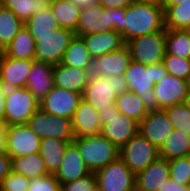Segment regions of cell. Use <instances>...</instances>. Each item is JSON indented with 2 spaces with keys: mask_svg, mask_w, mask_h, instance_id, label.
I'll list each match as a JSON object with an SVG mask.
<instances>
[{
  "mask_svg": "<svg viewBox=\"0 0 190 191\" xmlns=\"http://www.w3.org/2000/svg\"><path fill=\"white\" fill-rule=\"evenodd\" d=\"M127 7L104 8L99 3L81 8L77 36L82 37L93 33H105L115 30L122 34V17Z\"/></svg>",
  "mask_w": 190,
  "mask_h": 191,
  "instance_id": "3",
  "label": "cell"
},
{
  "mask_svg": "<svg viewBox=\"0 0 190 191\" xmlns=\"http://www.w3.org/2000/svg\"><path fill=\"white\" fill-rule=\"evenodd\" d=\"M81 100V94L54 86L40 101V108L53 116L72 119Z\"/></svg>",
  "mask_w": 190,
  "mask_h": 191,
  "instance_id": "14",
  "label": "cell"
},
{
  "mask_svg": "<svg viewBox=\"0 0 190 191\" xmlns=\"http://www.w3.org/2000/svg\"><path fill=\"white\" fill-rule=\"evenodd\" d=\"M101 123V134L118 148L125 145L139 132V123L120 113L115 104L98 111Z\"/></svg>",
  "mask_w": 190,
  "mask_h": 191,
  "instance_id": "6",
  "label": "cell"
},
{
  "mask_svg": "<svg viewBox=\"0 0 190 191\" xmlns=\"http://www.w3.org/2000/svg\"><path fill=\"white\" fill-rule=\"evenodd\" d=\"M190 155V136L181 130L173 129L159 149V157L168 161Z\"/></svg>",
  "mask_w": 190,
  "mask_h": 191,
  "instance_id": "25",
  "label": "cell"
},
{
  "mask_svg": "<svg viewBox=\"0 0 190 191\" xmlns=\"http://www.w3.org/2000/svg\"><path fill=\"white\" fill-rule=\"evenodd\" d=\"M115 106L120 113L134 119L138 123L148 114L142 99L135 92L131 91L117 96Z\"/></svg>",
  "mask_w": 190,
  "mask_h": 191,
  "instance_id": "31",
  "label": "cell"
},
{
  "mask_svg": "<svg viewBox=\"0 0 190 191\" xmlns=\"http://www.w3.org/2000/svg\"><path fill=\"white\" fill-rule=\"evenodd\" d=\"M159 191H188V185H179L169 178Z\"/></svg>",
  "mask_w": 190,
  "mask_h": 191,
  "instance_id": "45",
  "label": "cell"
},
{
  "mask_svg": "<svg viewBox=\"0 0 190 191\" xmlns=\"http://www.w3.org/2000/svg\"><path fill=\"white\" fill-rule=\"evenodd\" d=\"M162 62L168 74L190 82V59L165 54Z\"/></svg>",
  "mask_w": 190,
  "mask_h": 191,
  "instance_id": "38",
  "label": "cell"
},
{
  "mask_svg": "<svg viewBox=\"0 0 190 191\" xmlns=\"http://www.w3.org/2000/svg\"><path fill=\"white\" fill-rule=\"evenodd\" d=\"M168 74L163 62L144 65L132 60L124 77L128 91L135 92L143 101L145 108L150 111H159L158 102L153 90L155 83Z\"/></svg>",
  "mask_w": 190,
  "mask_h": 191,
  "instance_id": "2",
  "label": "cell"
},
{
  "mask_svg": "<svg viewBox=\"0 0 190 191\" xmlns=\"http://www.w3.org/2000/svg\"><path fill=\"white\" fill-rule=\"evenodd\" d=\"M50 8L61 28L77 31L81 8L69 0H51Z\"/></svg>",
  "mask_w": 190,
  "mask_h": 191,
  "instance_id": "29",
  "label": "cell"
},
{
  "mask_svg": "<svg viewBox=\"0 0 190 191\" xmlns=\"http://www.w3.org/2000/svg\"><path fill=\"white\" fill-rule=\"evenodd\" d=\"M54 65L34 60L27 76L26 88L40 102L54 87Z\"/></svg>",
  "mask_w": 190,
  "mask_h": 191,
  "instance_id": "22",
  "label": "cell"
},
{
  "mask_svg": "<svg viewBox=\"0 0 190 191\" xmlns=\"http://www.w3.org/2000/svg\"><path fill=\"white\" fill-rule=\"evenodd\" d=\"M12 171L11 158L5 152H0V182Z\"/></svg>",
  "mask_w": 190,
  "mask_h": 191,
  "instance_id": "43",
  "label": "cell"
},
{
  "mask_svg": "<svg viewBox=\"0 0 190 191\" xmlns=\"http://www.w3.org/2000/svg\"><path fill=\"white\" fill-rule=\"evenodd\" d=\"M160 110L184 103L190 94V82L167 74L153 88Z\"/></svg>",
  "mask_w": 190,
  "mask_h": 191,
  "instance_id": "15",
  "label": "cell"
},
{
  "mask_svg": "<svg viewBox=\"0 0 190 191\" xmlns=\"http://www.w3.org/2000/svg\"><path fill=\"white\" fill-rule=\"evenodd\" d=\"M76 33L59 28L45 35H32L36 42L35 60L56 65L61 63L63 55Z\"/></svg>",
  "mask_w": 190,
  "mask_h": 191,
  "instance_id": "8",
  "label": "cell"
},
{
  "mask_svg": "<svg viewBox=\"0 0 190 191\" xmlns=\"http://www.w3.org/2000/svg\"><path fill=\"white\" fill-rule=\"evenodd\" d=\"M92 58L118 50L126 45L121 33L115 30L82 36Z\"/></svg>",
  "mask_w": 190,
  "mask_h": 191,
  "instance_id": "24",
  "label": "cell"
},
{
  "mask_svg": "<svg viewBox=\"0 0 190 191\" xmlns=\"http://www.w3.org/2000/svg\"><path fill=\"white\" fill-rule=\"evenodd\" d=\"M39 108L40 102L26 87L6 89L4 123L7 126L26 124Z\"/></svg>",
  "mask_w": 190,
  "mask_h": 191,
  "instance_id": "7",
  "label": "cell"
},
{
  "mask_svg": "<svg viewBox=\"0 0 190 191\" xmlns=\"http://www.w3.org/2000/svg\"><path fill=\"white\" fill-rule=\"evenodd\" d=\"M73 143L79 149L86 166L93 173L119 158L120 148L102 134L77 136Z\"/></svg>",
  "mask_w": 190,
  "mask_h": 191,
  "instance_id": "5",
  "label": "cell"
},
{
  "mask_svg": "<svg viewBox=\"0 0 190 191\" xmlns=\"http://www.w3.org/2000/svg\"><path fill=\"white\" fill-rule=\"evenodd\" d=\"M167 29L134 38L126 43L132 60L144 65L157 64L163 61L166 46Z\"/></svg>",
  "mask_w": 190,
  "mask_h": 191,
  "instance_id": "10",
  "label": "cell"
},
{
  "mask_svg": "<svg viewBox=\"0 0 190 191\" xmlns=\"http://www.w3.org/2000/svg\"><path fill=\"white\" fill-rule=\"evenodd\" d=\"M173 129L164 110L148 112L139 123V132L157 149H160Z\"/></svg>",
  "mask_w": 190,
  "mask_h": 191,
  "instance_id": "17",
  "label": "cell"
},
{
  "mask_svg": "<svg viewBox=\"0 0 190 191\" xmlns=\"http://www.w3.org/2000/svg\"><path fill=\"white\" fill-rule=\"evenodd\" d=\"M33 61L11 58L4 53L0 59V81L5 88L26 87Z\"/></svg>",
  "mask_w": 190,
  "mask_h": 191,
  "instance_id": "19",
  "label": "cell"
},
{
  "mask_svg": "<svg viewBox=\"0 0 190 191\" xmlns=\"http://www.w3.org/2000/svg\"><path fill=\"white\" fill-rule=\"evenodd\" d=\"M184 103H185V105L187 106V108L190 110V94H189L188 97L185 99Z\"/></svg>",
  "mask_w": 190,
  "mask_h": 191,
  "instance_id": "51",
  "label": "cell"
},
{
  "mask_svg": "<svg viewBox=\"0 0 190 191\" xmlns=\"http://www.w3.org/2000/svg\"><path fill=\"white\" fill-rule=\"evenodd\" d=\"M170 179L179 185L190 183V155L169 161Z\"/></svg>",
  "mask_w": 190,
  "mask_h": 191,
  "instance_id": "39",
  "label": "cell"
},
{
  "mask_svg": "<svg viewBox=\"0 0 190 191\" xmlns=\"http://www.w3.org/2000/svg\"><path fill=\"white\" fill-rule=\"evenodd\" d=\"M186 30L190 33V26Z\"/></svg>",
  "mask_w": 190,
  "mask_h": 191,
  "instance_id": "53",
  "label": "cell"
},
{
  "mask_svg": "<svg viewBox=\"0 0 190 191\" xmlns=\"http://www.w3.org/2000/svg\"><path fill=\"white\" fill-rule=\"evenodd\" d=\"M187 0H162V6L164 7V10L171 5H180L183 4Z\"/></svg>",
  "mask_w": 190,
  "mask_h": 191,
  "instance_id": "49",
  "label": "cell"
},
{
  "mask_svg": "<svg viewBox=\"0 0 190 191\" xmlns=\"http://www.w3.org/2000/svg\"><path fill=\"white\" fill-rule=\"evenodd\" d=\"M35 47L34 38L24 26L13 38L4 53L11 58L35 60Z\"/></svg>",
  "mask_w": 190,
  "mask_h": 191,
  "instance_id": "27",
  "label": "cell"
},
{
  "mask_svg": "<svg viewBox=\"0 0 190 191\" xmlns=\"http://www.w3.org/2000/svg\"><path fill=\"white\" fill-rule=\"evenodd\" d=\"M90 173L77 146L73 142L69 143L64 151L60 167L54 174L55 178L62 185L83 178Z\"/></svg>",
  "mask_w": 190,
  "mask_h": 191,
  "instance_id": "18",
  "label": "cell"
},
{
  "mask_svg": "<svg viewBox=\"0 0 190 191\" xmlns=\"http://www.w3.org/2000/svg\"><path fill=\"white\" fill-rule=\"evenodd\" d=\"M98 191H135L136 175L120 159L95 172Z\"/></svg>",
  "mask_w": 190,
  "mask_h": 191,
  "instance_id": "12",
  "label": "cell"
},
{
  "mask_svg": "<svg viewBox=\"0 0 190 191\" xmlns=\"http://www.w3.org/2000/svg\"><path fill=\"white\" fill-rule=\"evenodd\" d=\"M61 191H98L95 173L61 185Z\"/></svg>",
  "mask_w": 190,
  "mask_h": 191,
  "instance_id": "42",
  "label": "cell"
},
{
  "mask_svg": "<svg viewBox=\"0 0 190 191\" xmlns=\"http://www.w3.org/2000/svg\"><path fill=\"white\" fill-rule=\"evenodd\" d=\"M4 49L2 48V46L0 45V59L3 57L4 55Z\"/></svg>",
  "mask_w": 190,
  "mask_h": 191,
  "instance_id": "52",
  "label": "cell"
},
{
  "mask_svg": "<svg viewBox=\"0 0 190 191\" xmlns=\"http://www.w3.org/2000/svg\"><path fill=\"white\" fill-rule=\"evenodd\" d=\"M41 138L26 124L7 126L6 153L10 158L39 153Z\"/></svg>",
  "mask_w": 190,
  "mask_h": 191,
  "instance_id": "13",
  "label": "cell"
},
{
  "mask_svg": "<svg viewBox=\"0 0 190 191\" xmlns=\"http://www.w3.org/2000/svg\"><path fill=\"white\" fill-rule=\"evenodd\" d=\"M132 62L130 50L124 47L113 52L93 58L90 66V76H108L121 75L124 76L125 71Z\"/></svg>",
  "mask_w": 190,
  "mask_h": 191,
  "instance_id": "16",
  "label": "cell"
},
{
  "mask_svg": "<svg viewBox=\"0 0 190 191\" xmlns=\"http://www.w3.org/2000/svg\"><path fill=\"white\" fill-rule=\"evenodd\" d=\"M79 8H85L98 4V0H69Z\"/></svg>",
  "mask_w": 190,
  "mask_h": 191,
  "instance_id": "48",
  "label": "cell"
},
{
  "mask_svg": "<svg viewBox=\"0 0 190 191\" xmlns=\"http://www.w3.org/2000/svg\"><path fill=\"white\" fill-rule=\"evenodd\" d=\"M26 126L41 139L54 138L72 143L75 138L72 119L53 116L41 108L28 119Z\"/></svg>",
  "mask_w": 190,
  "mask_h": 191,
  "instance_id": "9",
  "label": "cell"
},
{
  "mask_svg": "<svg viewBox=\"0 0 190 191\" xmlns=\"http://www.w3.org/2000/svg\"><path fill=\"white\" fill-rule=\"evenodd\" d=\"M169 178V161L158 157L136 174L135 191H159Z\"/></svg>",
  "mask_w": 190,
  "mask_h": 191,
  "instance_id": "20",
  "label": "cell"
},
{
  "mask_svg": "<svg viewBox=\"0 0 190 191\" xmlns=\"http://www.w3.org/2000/svg\"><path fill=\"white\" fill-rule=\"evenodd\" d=\"M53 76L54 86L83 95L90 78V71L59 63L53 67Z\"/></svg>",
  "mask_w": 190,
  "mask_h": 191,
  "instance_id": "23",
  "label": "cell"
},
{
  "mask_svg": "<svg viewBox=\"0 0 190 191\" xmlns=\"http://www.w3.org/2000/svg\"><path fill=\"white\" fill-rule=\"evenodd\" d=\"M165 54L190 59V33L187 30L167 29Z\"/></svg>",
  "mask_w": 190,
  "mask_h": 191,
  "instance_id": "34",
  "label": "cell"
},
{
  "mask_svg": "<svg viewBox=\"0 0 190 191\" xmlns=\"http://www.w3.org/2000/svg\"><path fill=\"white\" fill-rule=\"evenodd\" d=\"M27 191H61V184L54 174L30 179Z\"/></svg>",
  "mask_w": 190,
  "mask_h": 191,
  "instance_id": "41",
  "label": "cell"
},
{
  "mask_svg": "<svg viewBox=\"0 0 190 191\" xmlns=\"http://www.w3.org/2000/svg\"><path fill=\"white\" fill-rule=\"evenodd\" d=\"M127 91L128 88L124 76H90L82 99L90 103L95 110L101 111L115 104L117 96Z\"/></svg>",
  "mask_w": 190,
  "mask_h": 191,
  "instance_id": "4",
  "label": "cell"
},
{
  "mask_svg": "<svg viewBox=\"0 0 190 191\" xmlns=\"http://www.w3.org/2000/svg\"><path fill=\"white\" fill-rule=\"evenodd\" d=\"M68 141L54 138L41 139L39 155L46 164L49 174H55L62 162Z\"/></svg>",
  "mask_w": 190,
  "mask_h": 191,
  "instance_id": "26",
  "label": "cell"
},
{
  "mask_svg": "<svg viewBox=\"0 0 190 191\" xmlns=\"http://www.w3.org/2000/svg\"><path fill=\"white\" fill-rule=\"evenodd\" d=\"M5 86L0 81V121L4 122L5 118Z\"/></svg>",
  "mask_w": 190,
  "mask_h": 191,
  "instance_id": "46",
  "label": "cell"
},
{
  "mask_svg": "<svg viewBox=\"0 0 190 191\" xmlns=\"http://www.w3.org/2000/svg\"><path fill=\"white\" fill-rule=\"evenodd\" d=\"M165 29L164 7L153 3L134 2L122 17V36L128 41Z\"/></svg>",
  "mask_w": 190,
  "mask_h": 191,
  "instance_id": "1",
  "label": "cell"
},
{
  "mask_svg": "<svg viewBox=\"0 0 190 191\" xmlns=\"http://www.w3.org/2000/svg\"><path fill=\"white\" fill-rule=\"evenodd\" d=\"M159 157L157 149L140 132L119 150V158L136 175Z\"/></svg>",
  "mask_w": 190,
  "mask_h": 191,
  "instance_id": "11",
  "label": "cell"
},
{
  "mask_svg": "<svg viewBox=\"0 0 190 191\" xmlns=\"http://www.w3.org/2000/svg\"><path fill=\"white\" fill-rule=\"evenodd\" d=\"M24 26L12 10L0 4V45L4 50Z\"/></svg>",
  "mask_w": 190,
  "mask_h": 191,
  "instance_id": "33",
  "label": "cell"
},
{
  "mask_svg": "<svg viewBox=\"0 0 190 191\" xmlns=\"http://www.w3.org/2000/svg\"><path fill=\"white\" fill-rule=\"evenodd\" d=\"M51 0H1L5 8L12 12L25 24L34 14L50 7Z\"/></svg>",
  "mask_w": 190,
  "mask_h": 191,
  "instance_id": "32",
  "label": "cell"
},
{
  "mask_svg": "<svg viewBox=\"0 0 190 191\" xmlns=\"http://www.w3.org/2000/svg\"><path fill=\"white\" fill-rule=\"evenodd\" d=\"M98 3L104 8H122L134 3V0H98Z\"/></svg>",
  "mask_w": 190,
  "mask_h": 191,
  "instance_id": "44",
  "label": "cell"
},
{
  "mask_svg": "<svg viewBox=\"0 0 190 191\" xmlns=\"http://www.w3.org/2000/svg\"><path fill=\"white\" fill-rule=\"evenodd\" d=\"M11 167L13 172L24 175L29 179L49 175L46 164L39 153L11 158Z\"/></svg>",
  "mask_w": 190,
  "mask_h": 191,
  "instance_id": "30",
  "label": "cell"
},
{
  "mask_svg": "<svg viewBox=\"0 0 190 191\" xmlns=\"http://www.w3.org/2000/svg\"><path fill=\"white\" fill-rule=\"evenodd\" d=\"M29 183V178L11 171L9 175L0 182V191H27Z\"/></svg>",
  "mask_w": 190,
  "mask_h": 191,
  "instance_id": "40",
  "label": "cell"
},
{
  "mask_svg": "<svg viewBox=\"0 0 190 191\" xmlns=\"http://www.w3.org/2000/svg\"><path fill=\"white\" fill-rule=\"evenodd\" d=\"M6 129L7 125L0 121V152L6 151Z\"/></svg>",
  "mask_w": 190,
  "mask_h": 191,
  "instance_id": "47",
  "label": "cell"
},
{
  "mask_svg": "<svg viewBox=\"0 0 190 191\" xmlns=\"http://www.w3.org/2000/svg\"><path fill=\"white\" fill-rule=\"evenodd\" d=\"M72 127L75 137L101 134L102 123L98 111L82 99L72 117Z\"/></svg>",
  "mask_w": 190,
  "mask_h": 191,
  "instance_id": "21",
  "label": "cell"
},
{
  "mask_svg": "<svg viewBox=\"0 0 190 191\" xmlns=\"http://www.w3.org/2000/svg\"><path fill=\"white\" fill-rule=\"evenodd\" d=\"M25 27L31 35H45L61 28L50 7L32 15L25 23Z\"/></svg>",
  "mask_w": 190,
  "mask_h": 191,
  "instance_id": "35",
  "label": "cell"
},
{
  "mask_svg": "<svg viewBox=\"0 0 190 191\" xmlns=\"http://www.w3.org/2000/svg\"><path fill=\"white\" fill-rule=\"evenodd\" d=\"M173 128L183 131L190 136V110L185 103L172 105L164 109Z\"/></svg>",
  "mask_w": 190,
  "mask_h": 191,
  "instance_id": "37",
  "label": "cell"
},
{
  "mask_svg": "<svg viewBox=\"0 0 190 191\" xmlns=\"http://www.w3.org/2000/svg\"><path fill=\"white\" fill-rule=\"evenodd\" d=\"M134 2H140V3H153V4H159V5H162V0H134Z\"/></svg>",
  "mask_w": 190,
  "mask_h": 191,
  "instance_id": "50",
  "label": "cell"
},
{
  "mask_svg": "<svg viewBox=\"0 0 190 191\" xmlns=\"http://www.w3.org/2000/svg\"><path fill=\"white\" fill-rule=\"evenodd\" d=\"M92 60L83 38L75 35L67 47L61 63L73 68L90 70Z\"/></svg>",
  "mask_w": 190,
  "mask_h": 191,
  "instance_id": "28",
  "label": "cell"
},
{
  "mask_svg": "<svg viewBox=\"0 0 190 191\" xmlns=\"http://www.w3.org/2000/svg\"><path fill=\"white\" fill-rule=\"evenodd\" d=\"M165 28L186 30L190 26V0L171 5L164 10Z\"/></svg>",
  "mask_w": 190,
  "mask_h": 191,
  "instance_id": "36",
  "label": "cell"
}]
</instances>
